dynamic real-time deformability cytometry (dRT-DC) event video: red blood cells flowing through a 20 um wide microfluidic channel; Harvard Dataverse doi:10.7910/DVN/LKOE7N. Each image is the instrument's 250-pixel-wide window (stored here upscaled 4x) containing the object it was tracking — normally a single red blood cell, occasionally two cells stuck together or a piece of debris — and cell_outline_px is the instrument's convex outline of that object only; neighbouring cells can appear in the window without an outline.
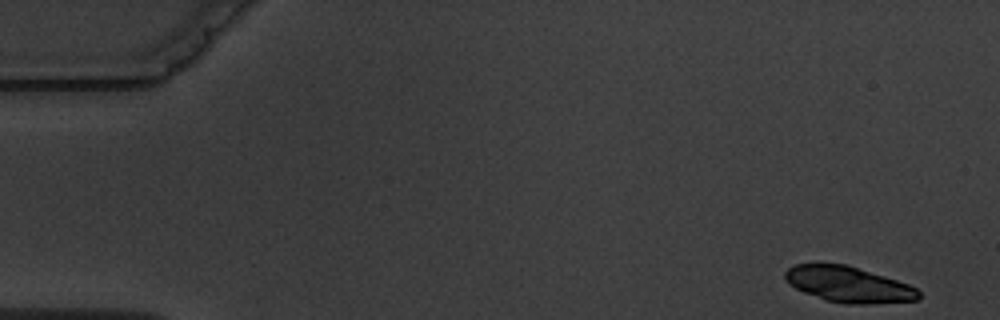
{"species": "common noctule bat (a hibernating species)", "species_latin": "Nyctalus noctula", "temperature_condition": "warm", "stored_images_in_passage": 4, "camera_frame_rate_fps": 3000, "um_per_image_px": 0.085, "animal": {"sex": "male", "body_mass_g": 19.5, "forearm_length_mm": 54.6}, "frame": {"image": 1, "passage_image": 1, "time_ms": 0.0, "image_size_px": [1000, 320], "cell_outline_px": [[920, 300], [868, 304], [844, 304], [828, 300], [804, 292], [788, 284], [784, 276], [784, 272], [788, 268], [796, 264], [848, 264], [908, 284], [916, 288], [920, 292]], "centroid_in_image_um": [72.13, 24.18], "position_along_channel_um": 12.9, "area_um2": 27.74}}